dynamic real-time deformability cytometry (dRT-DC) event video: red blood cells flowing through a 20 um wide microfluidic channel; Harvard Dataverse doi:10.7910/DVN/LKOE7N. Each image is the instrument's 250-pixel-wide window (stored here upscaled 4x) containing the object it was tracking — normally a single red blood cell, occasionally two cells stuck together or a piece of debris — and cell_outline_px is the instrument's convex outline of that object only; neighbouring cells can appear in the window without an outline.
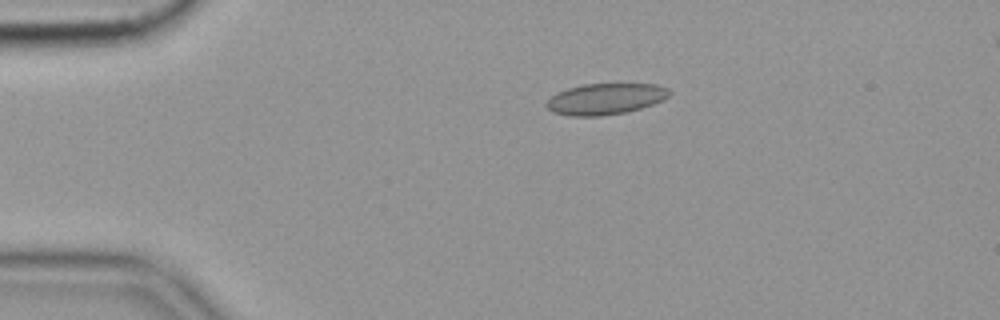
{"species": "common noctule bat (a hibernating species)", "species_latin": "Nyctalus noctula", "temperature_condition": "cold", "stored_images_in_passage": 46, "camera_frame_rate_fps": 3000, "um_per_image_px": 0.085, "animal": {"sex": "female", "body_mass_g": 19.9}, "frame": {"image": 1, "passage_image": 1, "time_ms": 0.0, "image_size_px": [1000, 320], "cell_outline_px": [[672, 92], [668, 96], [652, 104], [640, 108], [624, 112], [600, 116], [568, 116], [552, 112], [544, 104], [556, 92], [580, 84], [656, 84], [668, 88]], "centroid_in_image_um": [51.42, 8.4], "position_along_channel_um": 33.6, "area_um2": 22.25}, "authors_computed_cell_mechanics": {"area_um2": 21.1837, "velocity_mm_per_s": 3.5545, "shape_relaxation_time_tau1_ms": null, "shape_relaxation_time_tau2_ms": 1.9488, "deformation_change_tau1": null, "deformation_change_tau2": 0.0889}}